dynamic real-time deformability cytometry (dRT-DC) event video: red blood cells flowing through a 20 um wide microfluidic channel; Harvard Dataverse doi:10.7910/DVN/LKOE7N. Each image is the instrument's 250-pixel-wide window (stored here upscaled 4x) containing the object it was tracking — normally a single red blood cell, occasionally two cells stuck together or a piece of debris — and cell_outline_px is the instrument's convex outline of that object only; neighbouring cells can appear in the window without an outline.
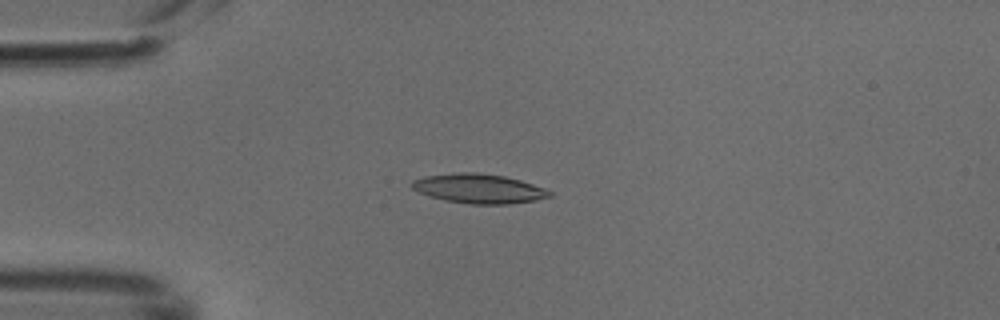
{"species": "common noctule bat (a hibernating species)", "species_latin": "Nyctalus noctula", "temperature_condition": "cold", "stored_images_in_passage": 4, "camera_frame_rate_fps": 3000, "um_per_image_px": 0.085, "animal": {"sex": "male", "body_mass_g": 18.8}, "frame": {"image": 1, "passage_image": 3, "time_ms": 0.667, "image_size_px": [1000, 320], "cell_outline_px": [[552, 196], [536, 200], [508, 204], [468, 204], [444, 200], [428, 196], [416, 192], [408, 184], [412, 180], [424, 176], [456, 172], [476, 172], [504, 176], [520, 180], [544, 188], [552, 192]], "centroid_in_image_um": [40.64, 16.03], "position_along_channel_um": 44.4, "area_um2": 23.87}}
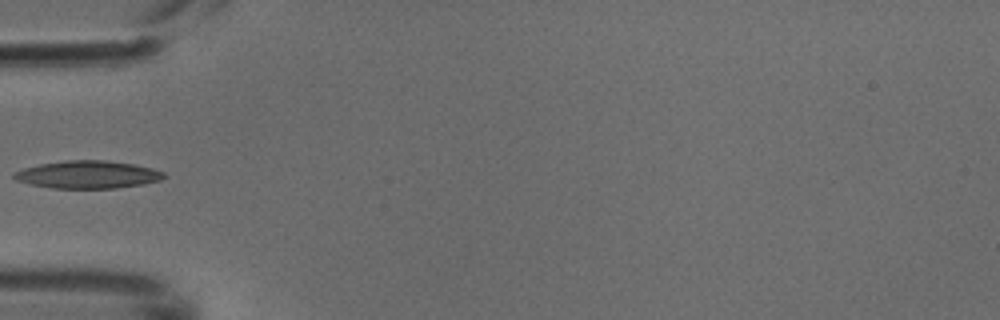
{"frame": {"image": 2, "passage_image": 4, "time_ms": 1.0, "image_size_px": [1000, 320], "cell_outline_px": [[168, 176], [160, 180], [144, 184], [116, 188], [52, 188], [32, 184], [16, 180], [12, 176], [12, 172], [24, 168], [40, 164], [64, 160], [104, 160], [132, 164], [152, 168], [164, 172]], "centroid_in_image_um": [7.47, 14.84], "position_along_channel_um": 77.5, "area_um2": 24.16}}